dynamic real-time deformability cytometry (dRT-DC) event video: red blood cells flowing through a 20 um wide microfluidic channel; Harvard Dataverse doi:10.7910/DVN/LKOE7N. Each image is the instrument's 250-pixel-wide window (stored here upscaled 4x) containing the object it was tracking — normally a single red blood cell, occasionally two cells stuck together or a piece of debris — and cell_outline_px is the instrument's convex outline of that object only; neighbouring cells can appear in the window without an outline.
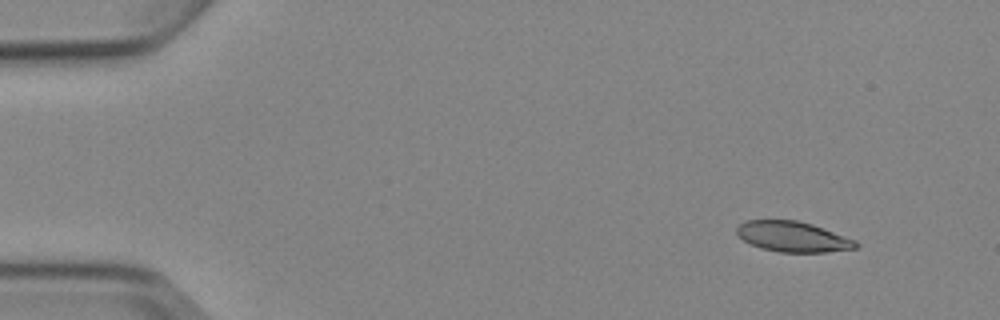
{"species": "Egyptian fruit bat (a non-hibernating species)", "species_latin": "Rousettus aegyptiacus", "temperature_condition": "cold", "stored_images_in_passage": 5, "camera_frame_rate_fps": 3000, "um_per_image_px": 0.085, "animal": {"sex": "female"}, "frame": {"image": 1, "passage_image": 2, "time_ms": 1.333, "image_size_px": [1000, 320], "cell_outline_px": [[860, 248], [828, 252], [780, 252], [760, 248], [744, 240], [736, 232], [736, 228], [744, 220], [796, 220], [812, 224], [856, 240], [860, 244]], "centroid_in_image_um": [67.43, 20.12], "position_along_channel_um": 17.6, "area_um2": 21.15}}
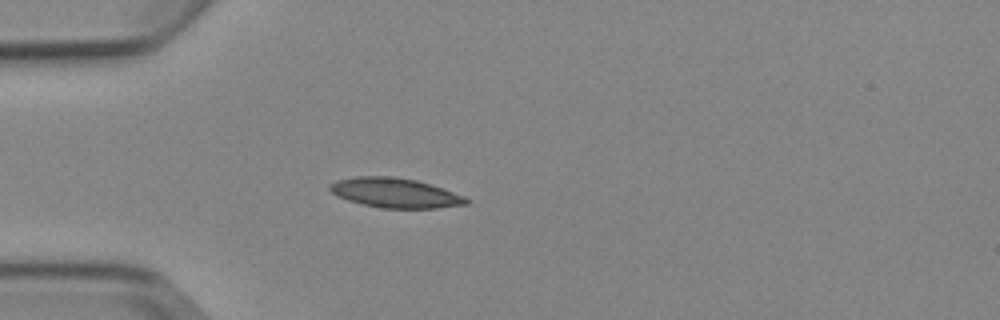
{"frame": {"image": 2, "passage_image": 5, "time_ms": 4.667, "image_size_px": [1000, 320], "cell_outline_px": [[472, 200], [468, 204], [436, 208], [384, 208], [364, 204], [348, 200], [336, 196], [328, 188], [328, 184], [336, 180], [360, 176], [392, 176], [416, 180], [432, 184], [464, 196]], "centroid_in_image_um": [33.6, 16.39], "position_along_channel_um": 51.4, "area_um2": 23.64}}